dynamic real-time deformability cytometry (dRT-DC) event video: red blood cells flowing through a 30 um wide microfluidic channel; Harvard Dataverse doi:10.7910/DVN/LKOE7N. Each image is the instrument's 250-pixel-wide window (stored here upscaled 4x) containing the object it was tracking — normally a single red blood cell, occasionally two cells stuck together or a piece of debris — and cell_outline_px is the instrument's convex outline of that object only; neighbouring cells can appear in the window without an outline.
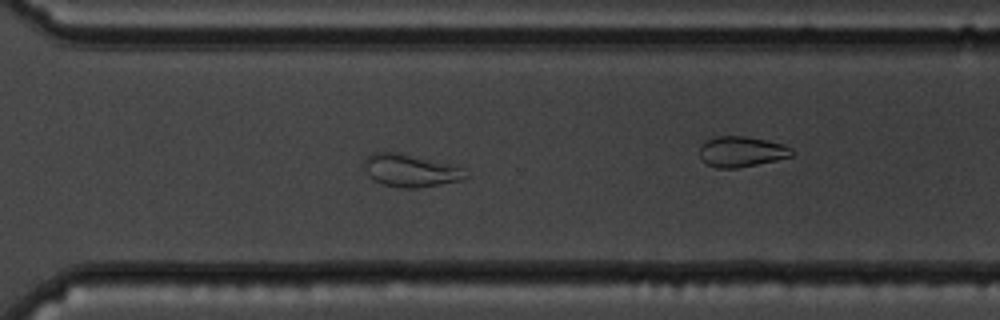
{"species": "common noctule bat (a hibernating species)", "species_latin": "Nyctalus noctula", "temperature_condition": "cold", "stored_images_in_passage": 59, "camera_frame_rate_fps": 3000, "um_per_image_px": 0.085, "animal": {"sex": "male", "body_mass_g": 19.5, "forearm_length_mm": 54.6}, "frame": {"image": 1, "passage_image": 42, "time_ms": 13.667, "image_size_px": [1000, 320], "cell_outline_px": [[468, 176], [464, 180], [416, 188], [400, 188], [384, 184], [372, 180], [368, 176], [364, 168], [364, 160], [372, 152], [396, 152], [464, 164]], "centroid_in_image_um": [35.0, 14.47], "position_along_channel_um": 335.6, "area_um2": 20.17}, "authors_computed_cell_mechanics": {"area_um2": 23.6402, "velocity_mm_per_s": 3.4191, "shape_relaxation_time_tau1_ms": null, "shape_relaxation_time_tau2_ms": 2.1922, "deformation_change_tau1": null, "deformation_change_tau2": 0.0905}}